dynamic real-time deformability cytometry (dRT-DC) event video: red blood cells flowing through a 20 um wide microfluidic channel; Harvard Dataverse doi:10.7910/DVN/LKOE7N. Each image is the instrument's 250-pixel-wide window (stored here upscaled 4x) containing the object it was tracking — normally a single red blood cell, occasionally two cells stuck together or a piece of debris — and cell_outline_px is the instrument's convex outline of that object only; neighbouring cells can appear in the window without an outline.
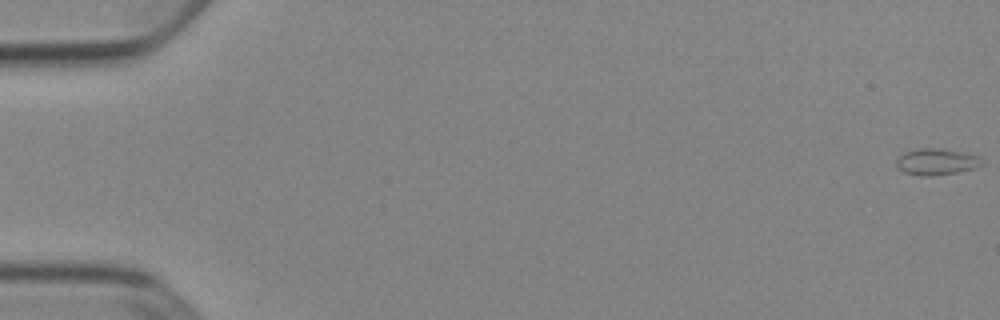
{"species": "Egyptian fruit bat (a non-hibernating species)", "species_latin": "Rousettus aegyptiacus", "temperature_condition": "cold", "stored_images_in_passage": 22, "camera_frame_rate_fps": 3000, "um_per_image_px": 0.085, "animal": {"sex": "female"}, "frame": {"image": 1, "passage_image": 1, "time_ms": 0.0, "image_size_px": [1000, 320], "cell_outline_px": [[984, 164], [976, 168], [956, 172], [932, 176], [924, 176], [904, 172], [896, 164], [896, 160], [904, 152], [916, 148], [940, 148], [960, 152], [976, 156]], "centroid_in_image_um": [79.57, 13.74], "position_along_channel_um": 5.4, "area_um2": 12.95}}
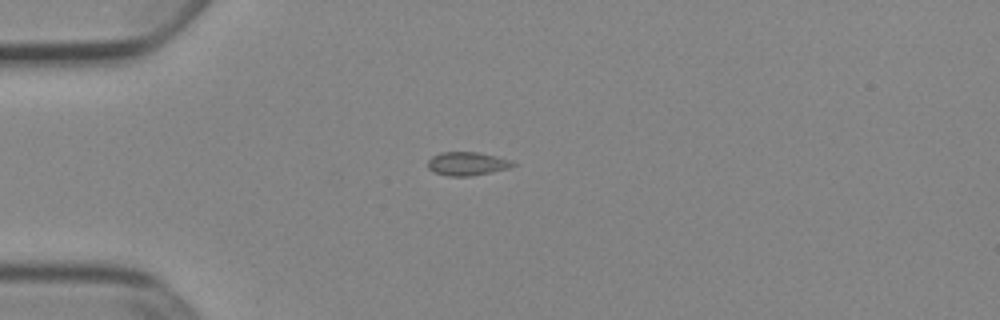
{"frame": {"image": 2, "passage_image": 15, "time_ms": 4.667, "image_size_px": [1000, 320], "cell_outline_px": [[516, 164], [512, 168], [472, 176], [448, 176], [436, 172], [428, 168], [428, 160], [432, 156], [440, 152], [476, 152], [496, 156], [512, 160]], "centroid_in_image_um": [39.74, 13.91], "position_along_channel_um": 45.3, "area_um2": 11.73}}
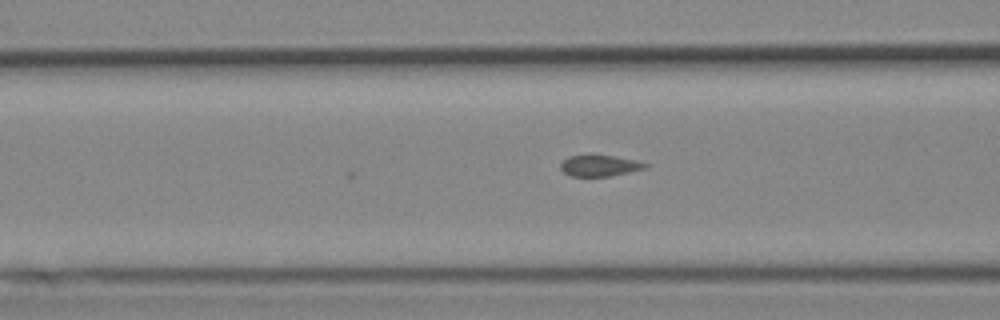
{"frame": {"image": 3, "passage_image": 22, "time_ms": 7.0, "image_size_px": [1000, 320], "cell_outline_px": [[648, 168], [608, 176], [572, 176], [564, 172], [560, 168], [560, 164], [568, 156], [616, 156], [636, 160], [648, 164]], "centroid_in_image_um": [50.99, 14.09], "position_along_channel_um": 115.6, "area_um2": 10.23}}